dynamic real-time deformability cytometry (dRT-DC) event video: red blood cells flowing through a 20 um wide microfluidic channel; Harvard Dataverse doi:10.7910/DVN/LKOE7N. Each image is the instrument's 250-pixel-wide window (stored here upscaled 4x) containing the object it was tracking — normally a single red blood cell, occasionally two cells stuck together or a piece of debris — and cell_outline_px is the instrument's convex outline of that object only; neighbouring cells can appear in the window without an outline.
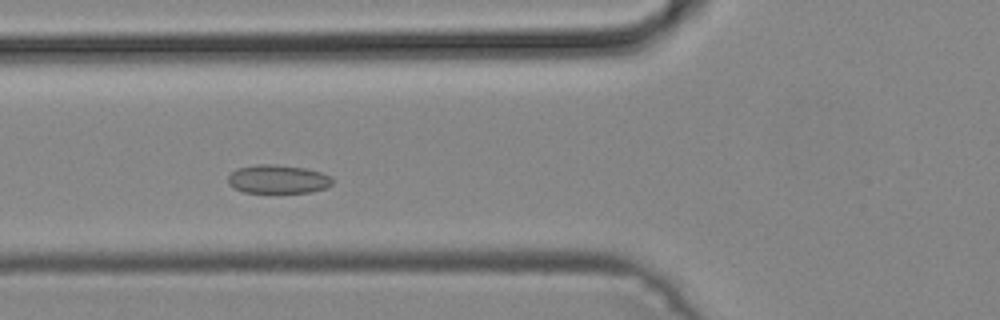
{"species": "common noctule bat (a hibernating species)", "species_latin": "Nyctalus noctula", "temperature_condition": "cold", "stored_images_in_passage": 42, "camera_frame_rate_fps": 3000, "um_per_image_px": 0.085, "animal": {"sex": "male", "body_mass_g": 19.2, "forearm_length_mm": 51.8}, "frame": {"image": 1, "passage_image": 14, "time_ms": 4.333, "image_size_px": [1000, 320], "cell_outline_px": [[332, 184], [324, 188], [312, 192], [244, 192], [232, 188], [228, 184], [228, 176], [236, 168], [256, 164], [276, 164], [304, 168], [320, 172], [332, 176]], "centroid_in_image_um": [23.59, 15.22], "position_along_channel_um": 102.2, "area_um2": 17.46}}
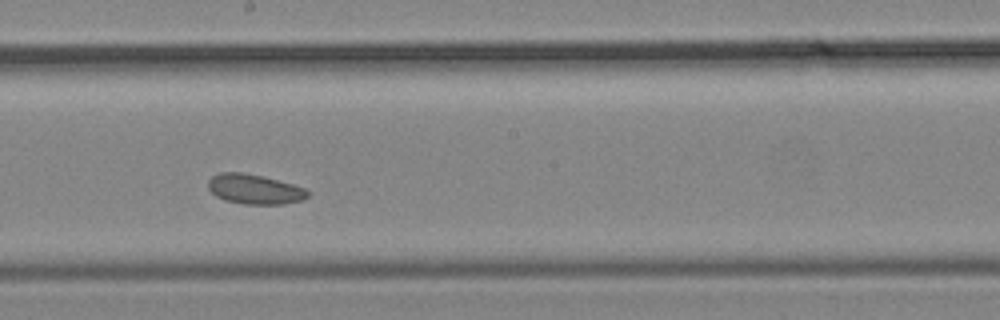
{"frame": {"image": 2, "passage_image": 23, "time_ms": 7.333, "image_size_px": [1000, 320], "cell_outline_px": [[312, 192], [304, 200], [284, 204], [244, 204], [224, 200], [216, 196], [208, 188], [208, 180], [212, 176], [220, 172], [244, 172], [264, 176], [292, 184], [304, 188]], "centroid_in_image_um": [21.65, 16.08], "position_along_channel_um": 226.5, "area_um2": 17.51}}
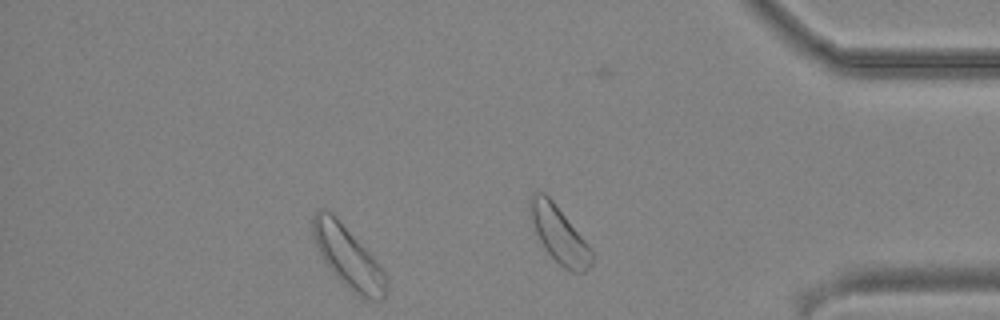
{"frame": {"image": 3, "passage_image": 36, "time_ms": 11.667, "image_size_px": [1000, 320], "cell_outline_px": [[388, 280], [384, 296], [380, 300], [368, 300], [352, 292], [332, 272], [324, 260], [312, 236], [312, 216], [320, 208], [324, 208], [332, 212], [336, 216], [376, 260], [384, 272]], "centroid_in_image_um": [29.57, 21.83], "position_along_channel_um": 405.6, "area_um2": 26.07}}